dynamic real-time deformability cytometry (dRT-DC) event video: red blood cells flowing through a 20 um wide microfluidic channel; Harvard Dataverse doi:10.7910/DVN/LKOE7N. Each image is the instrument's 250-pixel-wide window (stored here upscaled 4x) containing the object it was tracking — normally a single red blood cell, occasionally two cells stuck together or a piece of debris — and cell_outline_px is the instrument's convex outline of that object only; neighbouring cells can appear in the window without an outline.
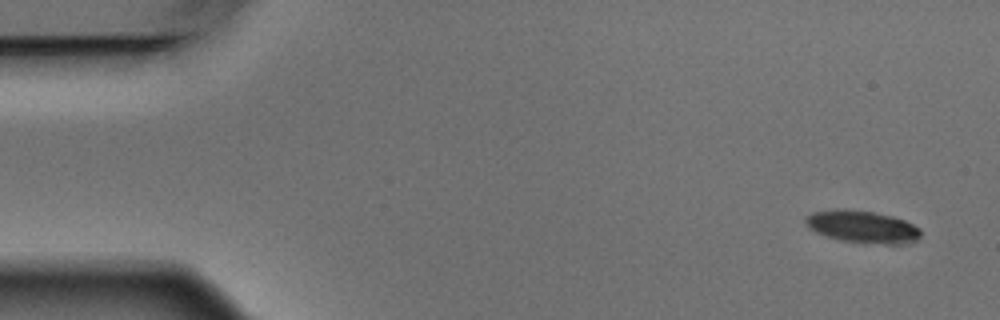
{"species": "Egyptian fruit bat (a non-hibernating species)", "species_latin": "Rousettus aegyptiacus", "temperature_condition": "warm", "stored_images_in_passage": 2, "camera_frame_rate_fps": 3000, "um_per_image_px": 0.085, "animal": {"sex": "male"}, "frame": {"image": 1, "passage_image": 1, "time_ms": 0.0, "image_size_px": [1000, 320], "cell_outline_px": [[920, 236], [916, 240], [900, 244], [884, 244], [840, 240], [824, 236], [808, 228], [804, 220], [812, 212], [840, 208], [844, 208], [872, 212], [892, 216], [904, 220], [920, 228]], "centroid_in_image_um": [73.27, 19.26], "position_along_channel_um": 11.7, "area_um2": 21.62}}